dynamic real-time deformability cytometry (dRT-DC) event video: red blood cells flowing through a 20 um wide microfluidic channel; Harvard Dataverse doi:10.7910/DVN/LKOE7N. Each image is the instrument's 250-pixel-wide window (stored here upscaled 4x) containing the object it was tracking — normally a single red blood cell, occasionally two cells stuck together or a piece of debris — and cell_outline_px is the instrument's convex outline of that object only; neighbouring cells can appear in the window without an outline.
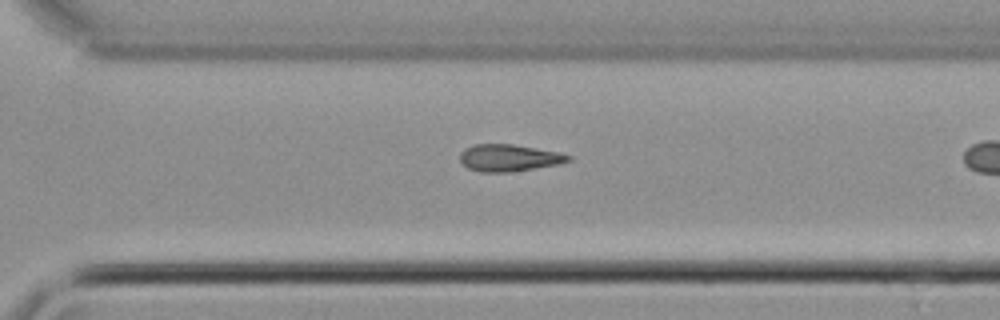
{"species": "common noctule bat (a hibernating species)", "species_latin": "Nyctalus noctula", "temperature_condition": "cold", "stored_images_in_passage": 27, "camera_frame_rate_fps": 3000, "um_per_image_px": 0.085, "animal": {"sex": "male", "body_mass_g": 21.5, "forearm_length_mm": 52.0}, "frame": {"image": 1, "passage_image": 23, "time_ms": 7.333, "image_size_px": [1000, 320], "cell_outline_px": [[572, 160], [560, 164], [512, 172], [480, 172], [468, 168], [460, 160], [460, 152], [464, 148], [476, 144], [512, 144], [560, 152], [572, 156]], "centroid_in_image_um": [43.29, 13.42], "position_along_channel_um": 327.3, "area_um2": 17.17}}